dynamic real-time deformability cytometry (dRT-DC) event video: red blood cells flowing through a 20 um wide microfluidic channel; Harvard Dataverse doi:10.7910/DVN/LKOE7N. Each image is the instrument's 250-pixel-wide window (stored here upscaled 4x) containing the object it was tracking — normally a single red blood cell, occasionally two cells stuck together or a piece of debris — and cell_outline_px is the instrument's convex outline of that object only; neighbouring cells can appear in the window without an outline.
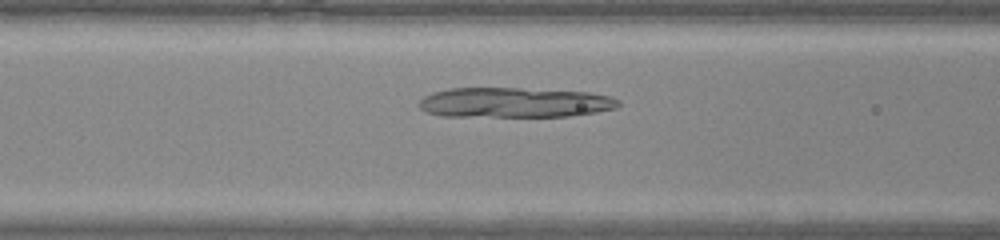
{"species": "common noctule bat (a hibernating species)", "species_latin": "Nyctalus noctula", "temperature_condition": "warm", "stored_images_in_passage": 15, "camera_frame_rate_fps": 3000, "um_per_image_px": 0.085, "animal": {"sex": "male", "body_mass_g": 20.0, "forearm_length_mm": 53.3}, "frame": {"image": 1, "passage_image": 10, "time_ms": 3.0, "image_size_px": [1000, 240], "cell_outline_px": [[620, 104], [616, 108], [596, 112], [568, 116], [440, 116], [424, 112], [420, 108], [420, 100], [424, 96], [432, 92], [448, 88], [520, 88], [588, 92], [612, 96], [620, 100]], "centroid_in_image_um": [43.72, 8.71], "position_along_channel_um": 122.9, "area_um2": 35.03}}
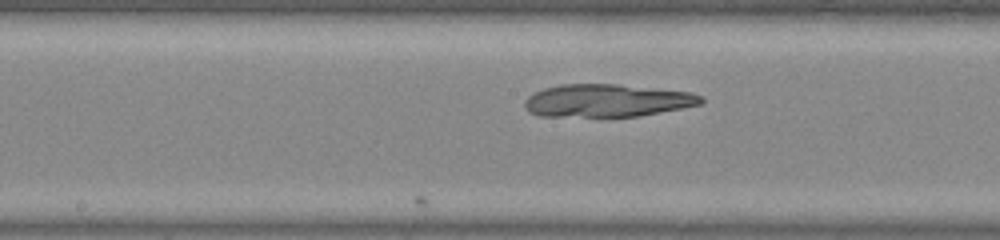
{"frame": {"image": 2, "passage_image": 15, "time_ms": 4.667, "image_size_px": [1000, 240], "cell_outline_px": [[704, 104], [640, 116], [540, 116], [528, 112], [524, 108], [524, 100], [528, 96], [544, 88], [560, 84], [620, 84], [692, 92], [700, 96], [704, 100]], "centroid_in_image_um": [51.61, 8.54], "position_along_channel_um": 196.6, "area_um2": 33.87}}